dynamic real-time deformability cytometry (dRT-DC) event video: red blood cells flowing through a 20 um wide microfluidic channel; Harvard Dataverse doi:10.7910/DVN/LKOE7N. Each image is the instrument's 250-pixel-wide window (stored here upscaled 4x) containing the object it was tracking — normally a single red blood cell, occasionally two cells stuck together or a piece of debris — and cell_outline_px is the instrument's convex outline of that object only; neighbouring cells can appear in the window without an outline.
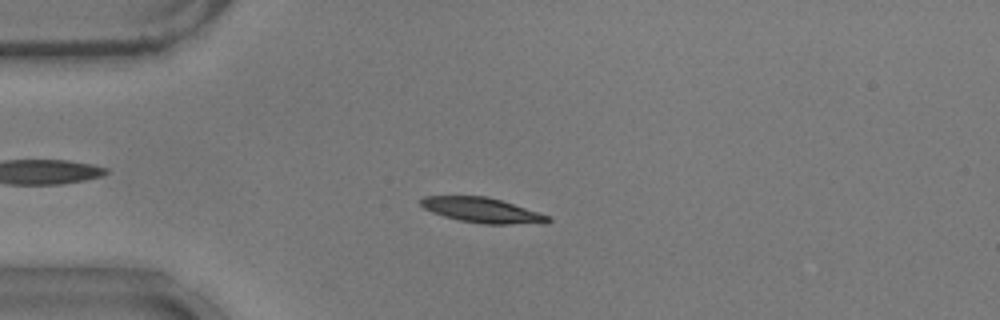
{"species": "common noctule bat (a hibernating species)", "species_latin": "Nyctalus noctula", "temperature_condition": "warm", "stored_images_in_passage": 45, "camera_frame_rate_fps": 3000, "um_per_image_px": 0.085, "animal": {"sex": "male", "body_mass_g": 17.9}, "frame": {"image": 1, "passage_image": 4, "time_ms": 1.0, "image_size_px": [1000, 320], "cell_outline_px": [[552, 220], [544, 224], [484, 224], [460, 220], [444, 216], [432, 212], [424, 208], [420, 204], [420, 200], [424, 196], [488, 196], [552, 216]], "centroid_in_image_um": [41.05, 17.87], "position_along_channel_um": 44.0, "area_um2": 18.67}}
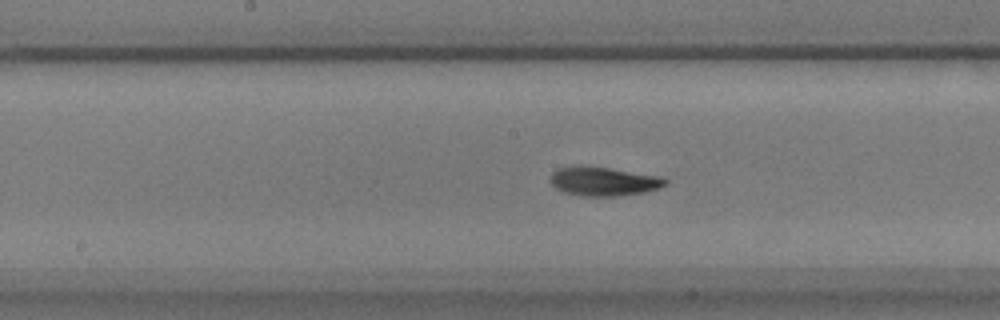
{"frame": {"image": 2, "passage_image": 18, "time_ms": 5.667, "image_size_px": [1000, 320], "cell_outline_px": [[668, 184], [660, 188], [644, 192], [616, 196], [580, 196], [564, 192], [556, 188], [548, 180], [552, 172], [556, 168], [608, 168], [664, 176], [668, 180]], "centroid_in_image_um": [51.37, 15.44], "position_along_channel_um": 196.8, "area_um2": 19.13}}
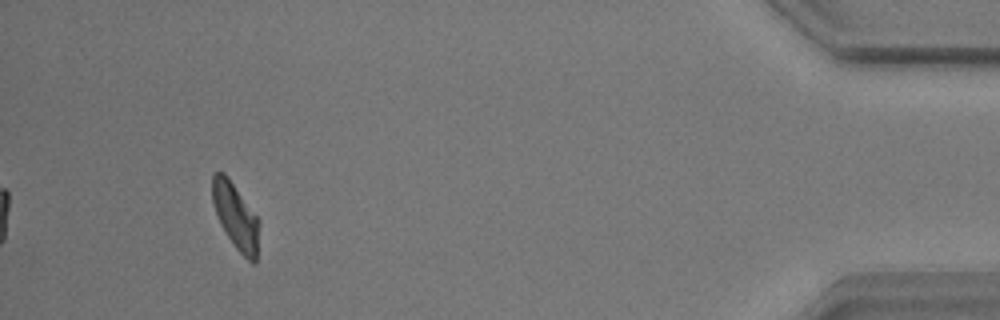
{"frame": {"image": 3, "passage_image": 41, "time_ms": 13.333, "image_size_px": [1000, 320], "cell_outline_px": [[260, 224], [256, 260], [252, 264], [236, 248], [220, 224], [212, 204], [212, 176], [216, 172], [224, 172], [228, 176], [260, 220]], "centroid_in_image_um": [20.03, 18.36], "position_along_channel_um": 415.2, "area_um2": 18.03}, "authors_computed_cell_mechanics": {"area_um2": 18.6694, "velocity_mm_per_s": 3.7075, "shape_relaxation_time_tau1_ms": 4.512, "shape_relaxation_time_tau2_ms": 3.921, "deformation_change_tau1": 0.1554, "deformation_change_tau2": 0.106}}